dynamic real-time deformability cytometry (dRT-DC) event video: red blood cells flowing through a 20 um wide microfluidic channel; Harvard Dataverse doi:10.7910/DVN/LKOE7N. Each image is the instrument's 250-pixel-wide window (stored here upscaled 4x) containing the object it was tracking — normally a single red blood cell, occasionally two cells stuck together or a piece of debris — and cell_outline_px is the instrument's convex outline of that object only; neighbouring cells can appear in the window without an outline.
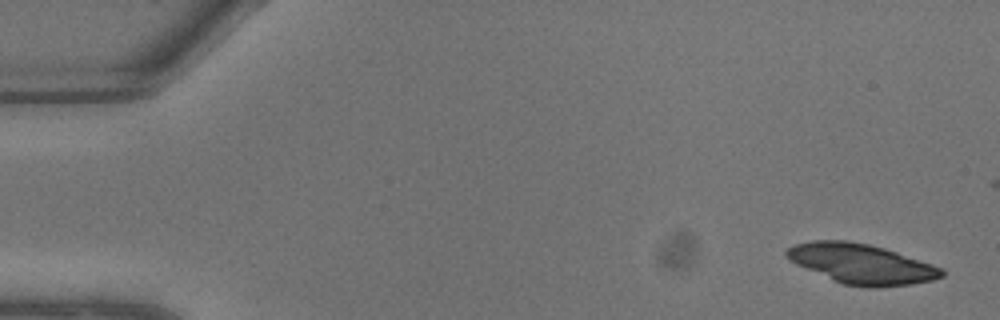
{"species": "common noctule bat (a hibernating species)", "species_latin": "Nyctalus noctula", "temperature_condition": "warm", "stored_images_in_passage": 8, "camera_frame_rate_fps": 3000, "um_per_image_px": 0.085, "animal": {"sex": "male", "body_mass_g": 13.3}, "frame": {"image": 1, "passage_image": 1, "time_ms": 0.0, "image_size_px": [1000, 320], "cell_outline_px": [[944, 276], [932, 280], [908, 284], [876, 288], [868, 288], [844, 284], [832, 280], [796, 264], [788, 260], [784, 256], [784, 252], [788, 248], [796, 244], [812, 240], [848, 240], [868, 244], [884, 248], [932, 264], [940, 268], [944, 272]], "centroid_in_image_um": [73.17, 22.42], "position_along_channel_um": 11.8, "area_um2": 35.95}}